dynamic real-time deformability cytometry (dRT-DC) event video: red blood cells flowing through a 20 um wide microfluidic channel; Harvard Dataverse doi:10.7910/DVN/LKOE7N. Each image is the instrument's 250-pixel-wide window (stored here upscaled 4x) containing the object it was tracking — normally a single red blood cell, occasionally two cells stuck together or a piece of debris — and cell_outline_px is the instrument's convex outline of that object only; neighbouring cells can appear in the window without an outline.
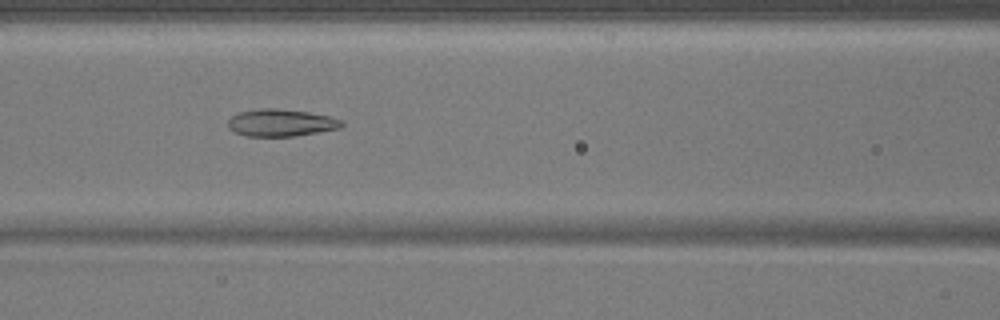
{"species": "common noctule bat (a hibernating species)", "species_latin": "Nyctalus noctula", "temperature_condition": "warm", "stored_images_in_passage": 50, "camera_frame_rate_fps": 3000, "um_per_image_px": 0.085, "animal": {"sex": "male", "body_mass_g": 17.9}, "frame": {"image": 1, "passage_image": 22, "time_ms": 7.0, "image_size_px": [1000, 320], "cell_outline_px": [[344, 124], [340, 128], [296, 136], [244, 136], [228, 128], [228, 120], [232, 116], [240, 112], [260, 108], [276, 108], [308, 112], [328, 116], [344, 120]], "centroid_in_image_um": [23.89, 10.43], "position_along_channel_um": 142.7, "area_um2": 18.03}}
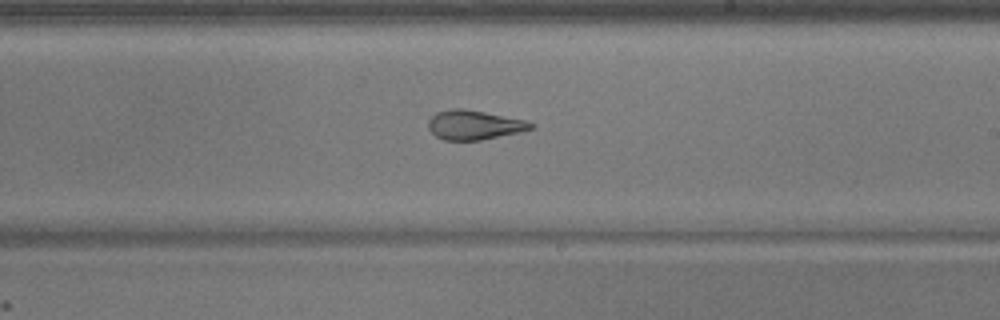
{"frame": {"image": 2, "passage_image": 30, "time_ms": 9.667, "image_size_px": [1000, 320], "cell_outline_px": [[536, 124], [532, 128], [520, 132], [480, 140], [444, 140], [436, 136], [428, 128], [428, 120], [436, 112], [452, 108], [460, 108], [484, 112], [524, 120]], "centroid_in_image_um": [40.28, 10.62], "position_along_channel_um": 248.7, "area_um2": 17.4}}
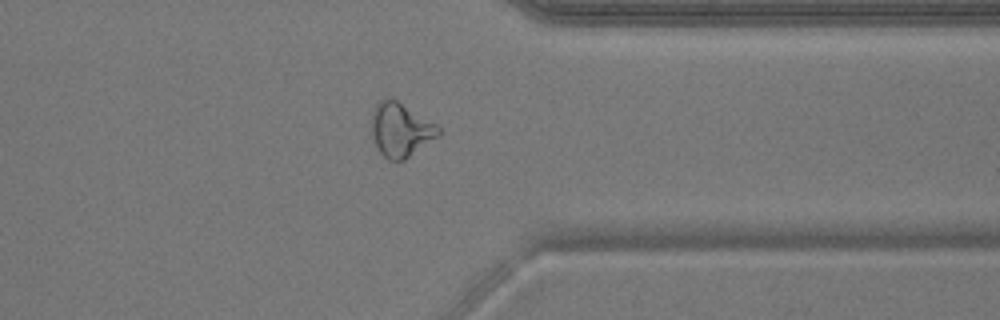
{"frame": {"image": 3, "passage_image": 40, "time_ms": 13.0, "image_size_px": [1000, 320], "cell_outline_px": [[440, 136], [404, 160], [388, 160], [376, 148], [372, 136], [372, 108], [380, 100], [388, 96], [396, 100], [436, 124], [440, 128]], "centroid_in_image_um": [34.04, 11.03], "position_along_channel_um": 377.4, "area_um2": 21.1}}